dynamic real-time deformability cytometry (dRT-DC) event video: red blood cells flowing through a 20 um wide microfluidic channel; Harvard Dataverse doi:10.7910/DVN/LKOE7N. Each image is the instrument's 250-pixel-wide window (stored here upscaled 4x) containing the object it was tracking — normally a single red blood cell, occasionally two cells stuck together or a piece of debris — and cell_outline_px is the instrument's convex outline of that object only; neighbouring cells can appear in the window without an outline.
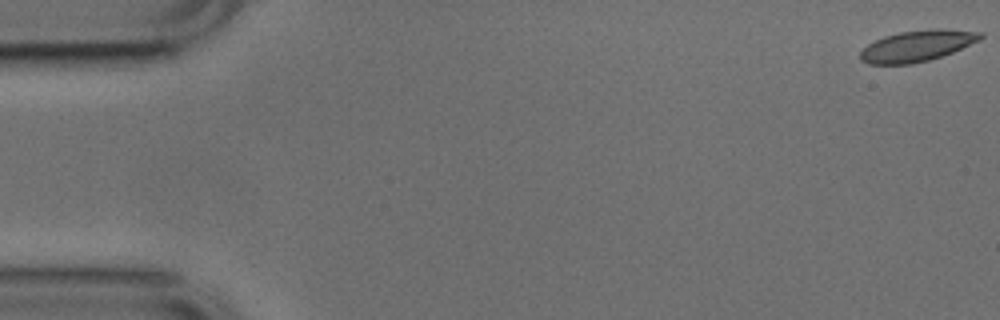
{"species": "common noctule bat (a hibernating species)", "species_latin": "Nyctalus noctula", "temperature_condition": "cold", "stored_images_in_passage": 5, "camera_frame_rate_fps": 3000, "um_per_image_px": 0.085, "animal": {"sex": "male", "body_mass_g": 17.9, "forearm_length_mm": 54.2}, "frame": {"image": 1, "passage_image": 1, "time_ms": 0.0, "image_size_px": [1000, 320], "cell_outline_px": [[984, 36], [980, 40], [952, 52], [928, 60], [912, 64], [868, 64], [860, 60], [860, 52], [868, 44], [884, 36], [900, 32], [928, 28], [944, 28], [984, 32]], "centroid_in_image_um": [77.98, 3.88], "position_along_channel_um": 7.0, "area_um2": 21.91}}
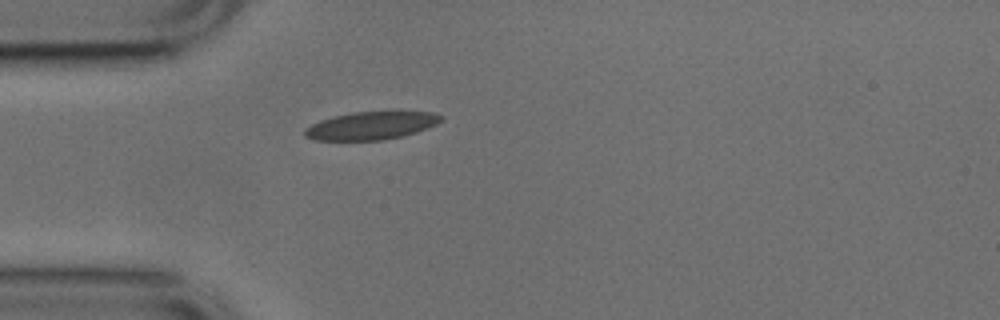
{"frame": {"image": 2, "passage_image": 5, "time_ms": 1.333, "image_size_px": [1000, 320], "cell_outline_px": [[444, 120], [436, 124], [416, 132], [404, 136], [384, 140], [316, 140], [304, 136], [304, 128], [320, 120], [336, 116], [356, 112], [432, 112], [444, 116]], "centroid_in_image_um": [31.57, 10.69], "position_along_channel_um": 53.4, "area_um2": 22.02}}